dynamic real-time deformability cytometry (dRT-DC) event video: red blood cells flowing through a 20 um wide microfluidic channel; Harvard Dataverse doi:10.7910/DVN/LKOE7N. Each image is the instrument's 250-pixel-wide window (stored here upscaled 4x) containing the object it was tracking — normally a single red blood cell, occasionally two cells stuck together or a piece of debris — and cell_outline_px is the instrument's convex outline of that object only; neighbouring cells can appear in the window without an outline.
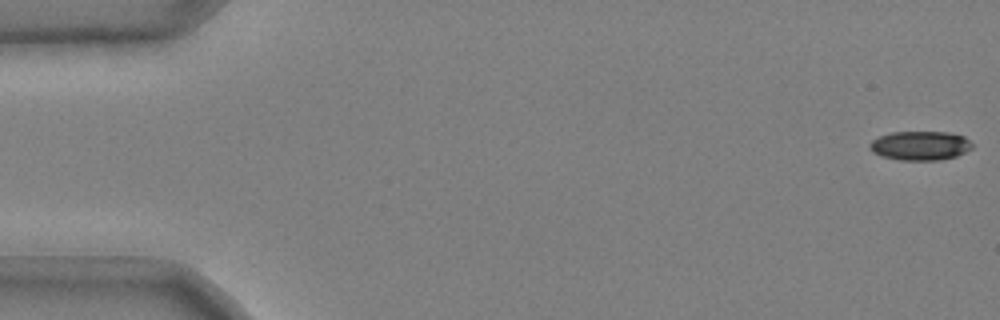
{"species": "common noctule bat (a hibernating species)", "species_latin": "Nyctalus noctula", "temperature_condition": "cold", "stored_images_in_passage": 9, "camera_frame_rate_fps": 3000, "um_per_image_px": 0.085, "animal": {"sex": "male", "body_mass_g": 20.4}, "frame": {"image": 1, "passage_image": 1, "time_ms": 0.0, "image_size_px": [1000, 320], "cell_outline_px": [[972, 148], [956, 156], [940, 160], [900, 160], [880, 156], [872, 152], [868, 144], [872, 140], [880, 136], [892, 132], [948, 132], [964, 136], [972, 144]], "centroid_in_image_um": [78.19, 12.38], "position_along_channel_um": 6.8, "area_um2": 17.4}}